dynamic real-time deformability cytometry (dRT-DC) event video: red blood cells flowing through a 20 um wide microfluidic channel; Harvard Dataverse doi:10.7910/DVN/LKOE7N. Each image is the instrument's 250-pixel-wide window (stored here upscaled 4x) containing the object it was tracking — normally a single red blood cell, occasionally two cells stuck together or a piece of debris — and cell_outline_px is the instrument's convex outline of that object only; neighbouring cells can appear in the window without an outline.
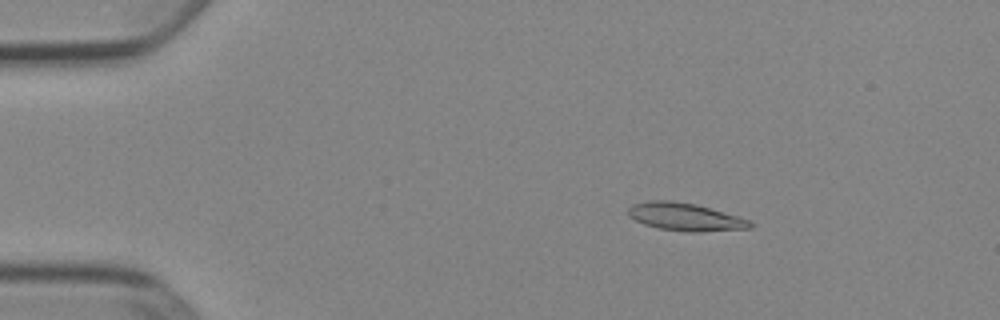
{"species": "Egyptian fruit bat (a non-hibernating species)", "species_latin": "Rousettus aegyptiacus", "temperature_condition": "cold", "stored_images_in_passage": 52, "camera_frame_rate_fps": 3000, "um_per_image_px": 0.085, "animal": {"sex": "female"}, "frame": {"image": 1, "passage_image": 9, "time_ms": 2.667, "image_size_px": [1000, 320], "cell_outline_px": [[756, 224], [752, 228], [700, 232], [688, 232], [660, 228], [644, 224], [628, 216], [628, 208], [632, 204], [648, 200], [672, 200], [696, 204], [736, 216], [748, 220]], "centroid_in_image_um": [58.23, 18.43], "position_along_channel_um": 26.8, "area_um2": 19.71}}
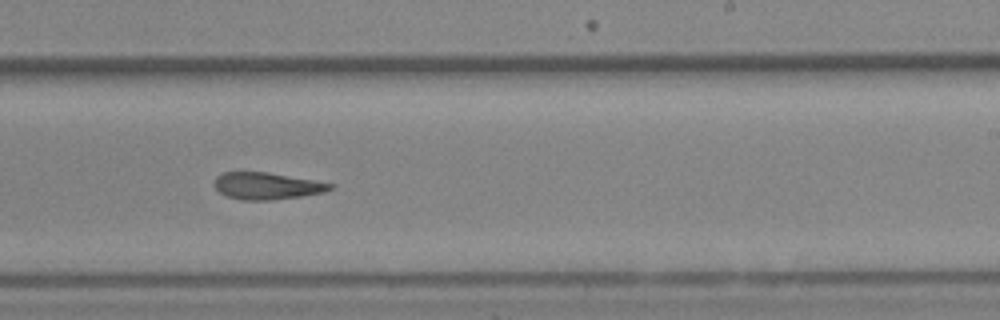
{"frame": {"image": 2, "passage_image": 33, "time_ms": 10.667, "image_size_px": [1000, 320], "cell_outline_px": [[336, 188], [324, 192], [300, 196], [272, 200], [240, 200], [228, 196], [220, 192], [212, 184], [216, 176], [224, 172], [268, 172], [312, 180], [332, 184]], "centroid_in_image_um": [22.65, 15.8], "position_along_channel_um": 266.3, "area_um2": 18.09}}
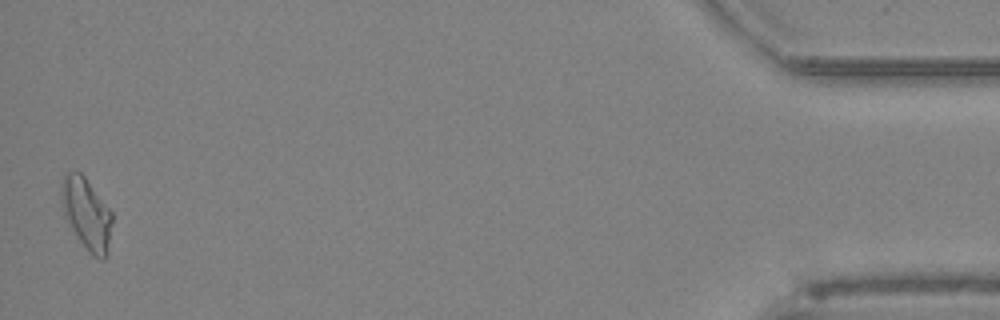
{"frame": {"image": 3, "passage_image": 52, "time_ms": 17.0, "image_size_px": [1000, 320], "cell_outline_px": [[112, 220], [108, 252], [104, 260], [100, 260], [92, 256], [88, 252], [64, 216], [60, 200], [60, 184], [64, 172], [80, 172], [84, 176], [112, 212]], "centroid_in_image_um": [7.34, 18.16], "position_along_channel_um": 427.9, "area_um2": 21.27}, "authors_computed_cell_mechanics": {"area_um2": 18.9584, "velocity_mm_per_s": 3.8924, "shape_relaxation_time_tau1_ms": null, "shape_relaxation_time_tau2_ms": 8.0484, "deformation_change_tau1": null, "deformation_change_tau2": 0.2001}}